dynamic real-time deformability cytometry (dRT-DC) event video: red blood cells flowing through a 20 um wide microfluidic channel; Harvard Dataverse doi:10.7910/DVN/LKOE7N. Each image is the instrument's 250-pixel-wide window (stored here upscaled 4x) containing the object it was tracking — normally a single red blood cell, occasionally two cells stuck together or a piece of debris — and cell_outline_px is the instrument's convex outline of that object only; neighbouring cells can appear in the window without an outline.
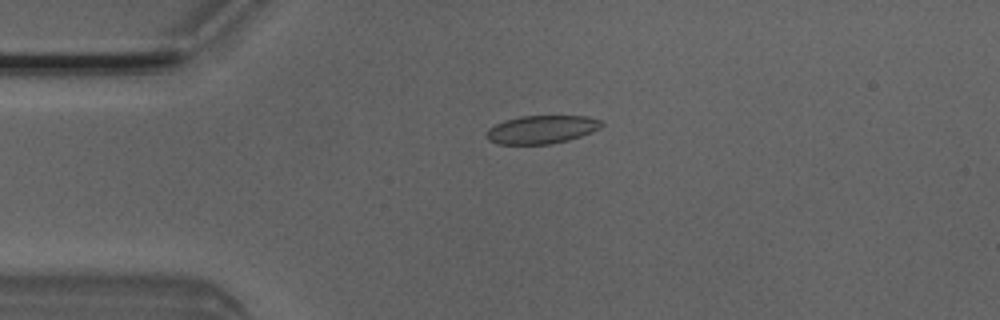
{"species": "Egyptian fruit bat (a non-hibernating species)", "species_latin": "Rousettus aegyptiacus", "temperature_condition": "room temperature", "stored_images_in_passage": 6, "camera_frame_rate_fps": 3000, "um_per_image_px": 0.085, "animal": {"sex": "male"}, "frame": {"image": 1, "passage_image": 2, "time_ms": 0.333, "image_size_px": [1000, 320], "cell_outline_px": [[604, 124], [600, 128], [592, 132], [568, 140], [548, 144], [500, 144], [488, 140], [484, 136], [484, 132], [488, 128], [504, 120], [520, 116], [588, 116], [600, 120]], "centroid_in_image_um": [46.0, 11.0], "position_along_channel_um": 39.0, "area_um2": 19.02}}